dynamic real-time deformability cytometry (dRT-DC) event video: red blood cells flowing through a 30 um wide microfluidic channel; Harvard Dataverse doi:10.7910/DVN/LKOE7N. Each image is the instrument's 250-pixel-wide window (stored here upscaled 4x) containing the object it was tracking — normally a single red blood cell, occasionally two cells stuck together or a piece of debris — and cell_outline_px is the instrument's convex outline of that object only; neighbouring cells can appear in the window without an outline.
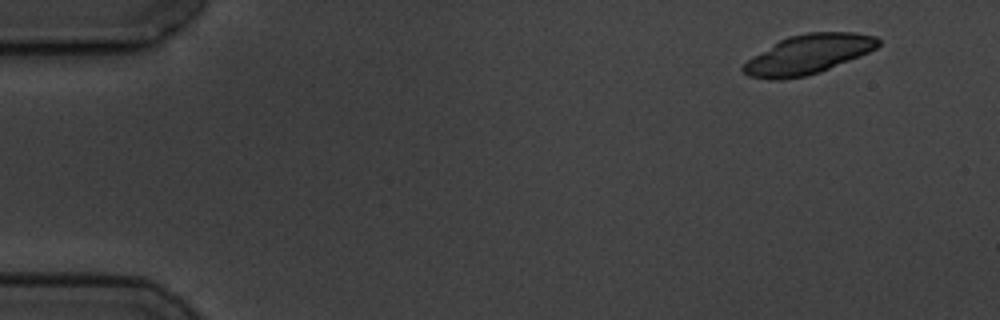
{"species": "common noctule bat (a hibernating species)", "species_latin": "Nyctalus noctula", "temperature_condition": "cold", "stored_images_in_passage": 5, "camera_frame_rate_fps": 3000, "um_per_image_px": 0.085, "animal": {"sex": "male", "body_mass_g": 19.5, "forearm_length_mm": 54.6}, "frame": {"image": 1, "passage_image": 1, "time_ms": 0.0, "image_size_px": [1000, 320], "cell_outline_px": [[880, 44], [876, 48], [868, 52], [820, 72], [804, 76], [780, 80], [768, 80], [748, 76], [740, 68], [748, 60], [780, 40], [788, 36], [808, 32], [856, 32], [876, 36], [880, 40]], "centroid_in_image_um": [68.7, 4.62], "position_along_channel_um": 16.3, "area_um2": 30.69}}